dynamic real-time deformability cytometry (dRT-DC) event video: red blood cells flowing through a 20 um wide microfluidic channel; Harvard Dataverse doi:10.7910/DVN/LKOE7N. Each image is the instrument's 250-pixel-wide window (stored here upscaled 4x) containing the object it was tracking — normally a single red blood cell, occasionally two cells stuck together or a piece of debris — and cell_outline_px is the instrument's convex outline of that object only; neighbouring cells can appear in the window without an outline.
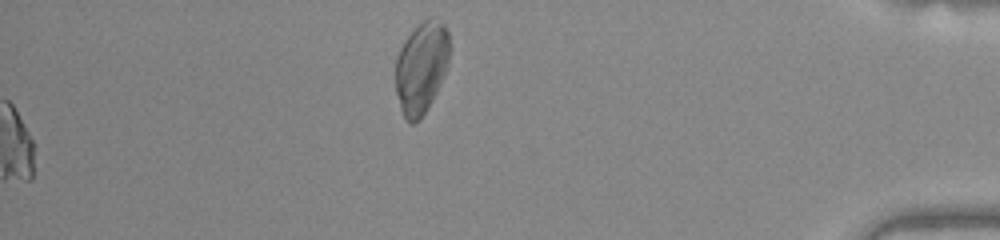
{"species": "common noctule bat (a hibernating species)", "species_latin": "Nyctalus noctula", "temperature_condition": "warm", "stored_images_in_passage": 44, "camera_frame_rate_fps": 3000, "um_per_image_px": 0.085, "animal": {"sex": "female", "body_mass_g": 22.0, "forearm_length_mm": 56.7}, "frame": {"image": 1, "passage_image": 44, "time_ms": 14.333, "image_size_px": [1000, 240], "cell_outline_px": [[448, 64], [440, 84], [428, 108], [420, 120], [412, 124], [408, 124], [404, 120], [400, 108], [396, 92], [396, 56], [404, 40], [428, 16], [432, 16], [444, 24], [448, 32]], "centroid_in_image_um": [35.79, 5.78], "position_along_channel_um": 399.4, "area_um2": 28.9}}